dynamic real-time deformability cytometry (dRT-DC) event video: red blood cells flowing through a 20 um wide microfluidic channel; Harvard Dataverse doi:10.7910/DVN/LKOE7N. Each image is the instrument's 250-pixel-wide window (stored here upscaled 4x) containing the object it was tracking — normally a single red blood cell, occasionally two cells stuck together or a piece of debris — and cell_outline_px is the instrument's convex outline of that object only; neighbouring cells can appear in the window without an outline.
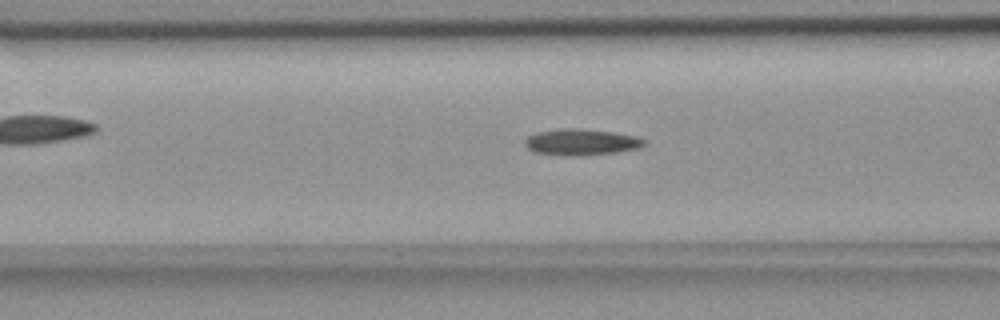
{"species": "common noctule bat (a hibernating species)", "species_latin": "Nyctalus noctula", "temperature_condition": "room temperature", "stored_images_in_passage": 51, "camera_frame_rate_fps": 3000, "um_per_image_px": 0.085, "animal": {"sex": "female", "body_mass_g": 18.4}, "frame": {"image": 1, "passage_image": 22, "time_ms": 7.0, "image_size_px": [1000, 320], "cell_outline_px": [[648, 140], [644, 144], [636, 148], [616, 152], [536, 152], [528, 148], [524, 144], [524, 140], [528, 136], [536, 132], [560, 128], [572, 128], [612, 132], [636, 136]], "centroid_in_image_um": [49.41, 12.0], "position_along_channel_um": 117.2, "area_um2": 16.82}}
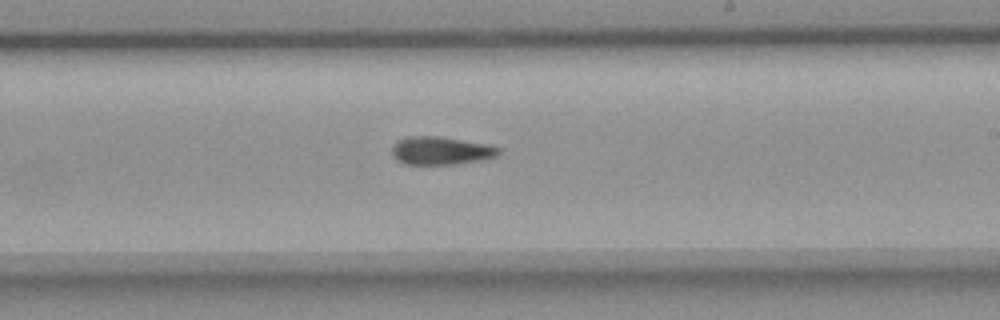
{"frame": {"image": 2, "passage_image": 33, "time_ms": 10.667, "image_size_px": [1000, 320], "cell_outline_px": [[500, 152], [496, 156], [484, 160], [456, 164], [404, 164], [396, 160], [392, 156], [392, 144], [396, 140], [408, 136], [440, 136], [488, 144], [500, 148]], "centroid_in_image_um": [37.45, 12.8], "position_along_channel_um": 251.6, "area_um2": 17.74}}
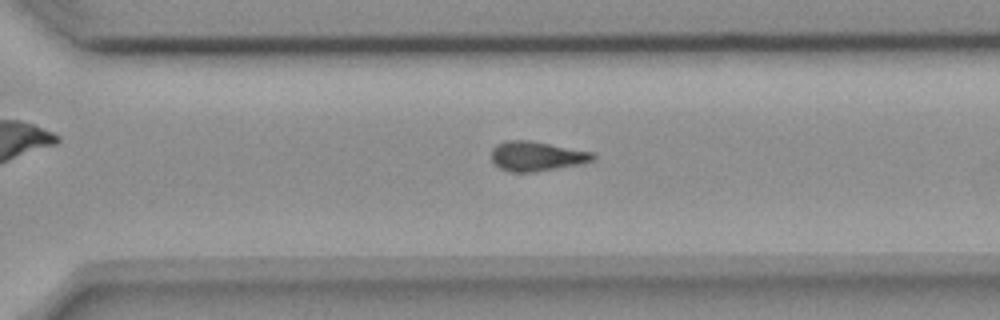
{"frame": {"image": 3, "passage_image": 39, "time_ms": 12.667, "image_size_px": [1000, 320], "cell_outline_px": [[596, 156], [592, 160], [580, 164], [536, 172], [508, 172], [500, 168], [492, 160], [492, 148], [496, 144], [508, 140], [528, 140], [596, 152]], "centroid_in_image_um": [45.63, 13.27], "position_along_channel_um": 325.0, "area_um2": 17.63}}